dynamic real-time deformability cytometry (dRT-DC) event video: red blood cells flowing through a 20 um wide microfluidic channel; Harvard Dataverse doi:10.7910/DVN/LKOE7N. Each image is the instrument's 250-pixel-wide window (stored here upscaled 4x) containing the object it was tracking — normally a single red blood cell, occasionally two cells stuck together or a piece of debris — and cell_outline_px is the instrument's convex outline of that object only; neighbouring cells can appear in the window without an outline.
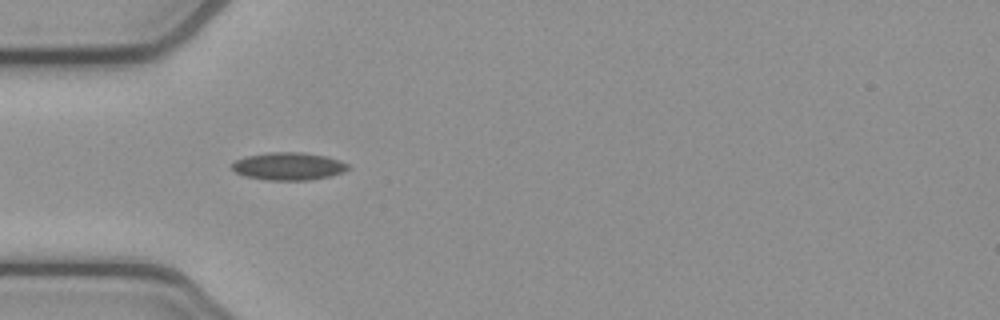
{"species": "common noctule bat (a hibernating species)", "species_latin": "Nyctalus noctula", "temperature_condition": "cold", "stored_images_in_passage": 38, "camera_frame_rate_fps": 3000, "um_per_image_px": 0.085, "animal": {"sex": "female", "body_mass_g": 21.9}, "frame": {"image": 1, "passage_image": 1, "time_ms": 0.0, "image_size_px": [1000, 320], "cell_outline_px": [[352, 168], [344, 172], [332, 176], [312, 180], [264, 180], [244, 176], [236, 172], [232, 168], [232, 164], [236, 160], [248, 156], [268, 152], [304, 152], [324, 156], [340, 160], [348, 164]], "centroid_in_image_um": [24.57, 14.14], "position_along_channel_um": 60.4, "area_um2": 18.9}}
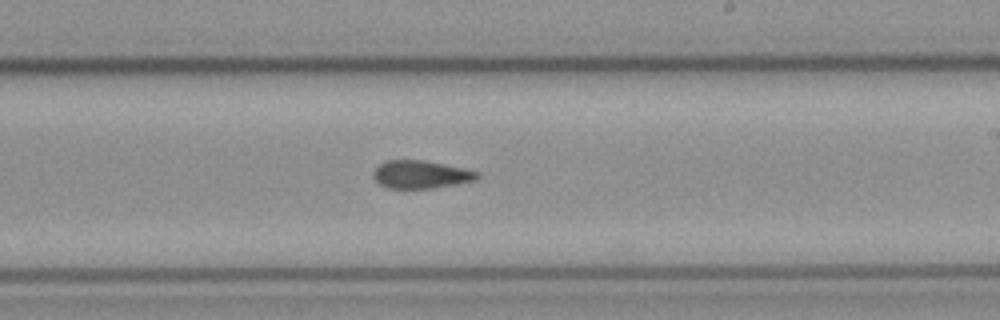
{"frame": {"image": 2, "passage_image": 16, "time_ms": 5.0, "image_size_px": [1000, 320], "cell_outline_px": [[480, 176], [476, 180], [456, 184], [432, 188], [388, 188], [380, 184], [372, 176], [372, 172], [380, 164], [388, 160], [424, 160], [464, 168], [480, 172]], "centroid_in_image_um": [35.79, 14.83], "position_along_channel_um": 253.2, "area_um2": 16.88}}
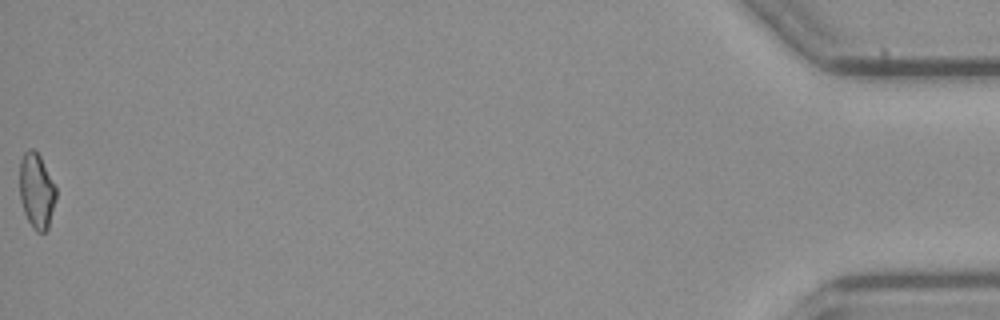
{"frame": {"image": 3, "passage_image": 38, "time_ms": 12.333, "image_size_px": [1000, 320], "cell_outline_px": [[56, 200], [48, 228], [44, 232], [36, 232], [32, 228], [24, 212], [20, 200], [20, 160], [24, 152], [28, 148], [32, 148], [40, 156], [56, 188]], "centroid_in_image_um": [3.1, 16.23], "position_along_channel_um": 432.1, "area_um2": 15.95}, "authors_computed_cell_mechanics": {"area_um2": 17.1377, "velocity_mm_per_s": 3.8744, "shape_relaxation_time_tau1_ms": 7.3485, "shape_relaxation_time_tau2_ms": 3.2427, "deformation_change_tau1": 0.1462, "deformation_change_tau2": 0.0913}}